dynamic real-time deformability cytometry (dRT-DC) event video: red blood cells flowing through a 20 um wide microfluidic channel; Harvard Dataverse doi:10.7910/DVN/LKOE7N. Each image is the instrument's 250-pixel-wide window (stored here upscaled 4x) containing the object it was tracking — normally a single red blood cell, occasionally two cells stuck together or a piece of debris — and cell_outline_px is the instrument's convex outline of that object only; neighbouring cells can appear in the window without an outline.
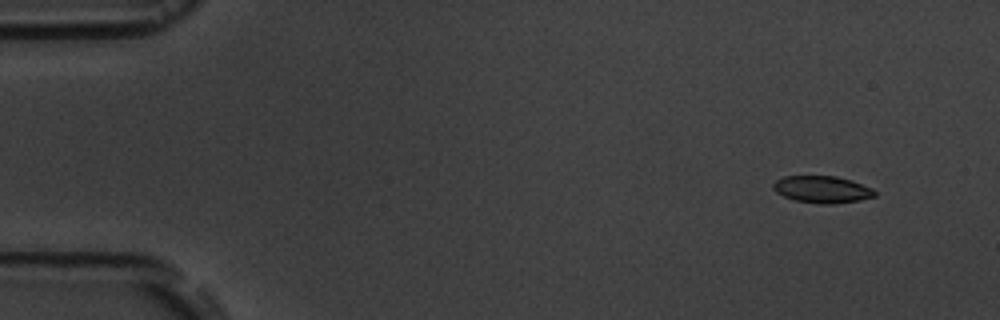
{"species": "common noctule bat (a hibernating species)", "species_latin": "Nyctalus noctula", "temperature_condition": "room temperature", "stored_images_in_passage": 9, "camera_frame_rate_fps": 3000, "um_per_image_px": 0.085, "animal": {"sex": "male", "body_mass_g": 19.5, "forearm_length_mm": 54.6}, "frame": {"image": 1, "passage_image": 1, "time_ms": 0.0, "image_size_px": [1000, 320], "cell_outline_px": [[876, 196], [860, 200], [836, 204], [820, 204], [796, 200], [784, 196], [776, 192], [772, 188], [772, 184], [776, 180], [784, 176], [836, 176], [852, 180], [872, 188], [876, 192]], "centroid_in_image_um": [69.89, 16.1], "position_along_channel_um": 15.1, "area_um2": 16.07}}
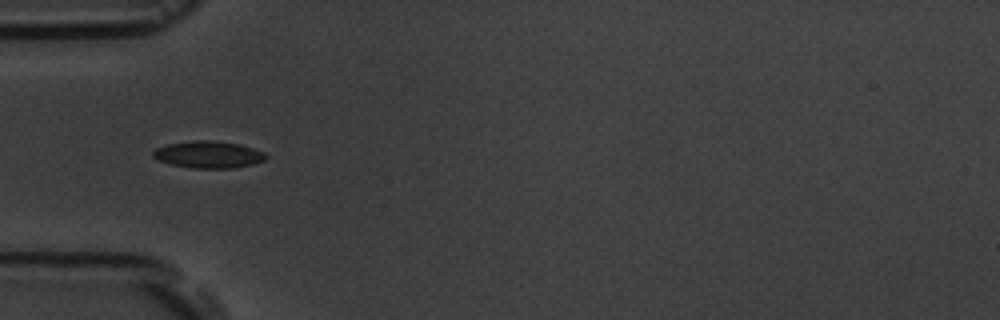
{"frame": {"image": 2, "passage_image": 4, "time_ms": 4.333, "image_size_px": [1000, 320], "cell_outline_px": [[268, 156], [264, 160], [252, 164], [236, 168], [192, 168], [172, 164], [160, 160], [152, 156], [152, 152], [156, 148], [168, 144], [192, 140], [208, 140], [240, 144], [264, 152]], "centroid_in_image_um": [17.73, 13.13], "position_along_channel_um": 67.3, "area_um2": 17.63}}
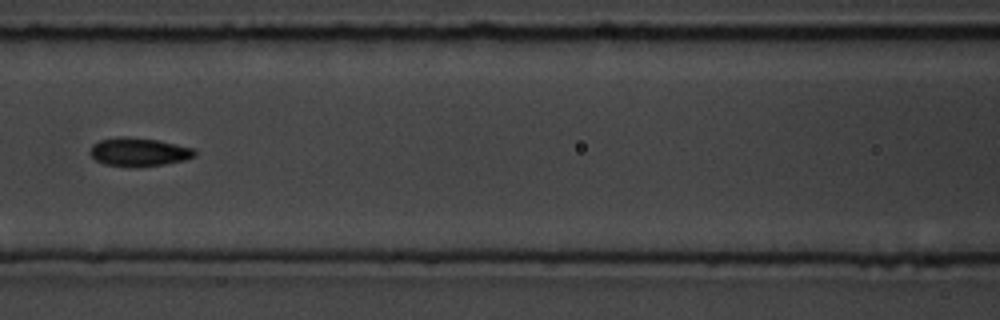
{"frame": {"image": 3, "passage_image": 6, "time_ms": 6.667, "image_size_px": [1000, 320], "cell_outline_px": [[196, 156], [184, 160], [164, 164], [132, 168], [104, 164], [96, 160], [92, 156], [92, 144], [100, 140], [116, 136], [120, 136], [156, 140], [192, 148], [196, 152]], "centroid_in_image_um": [11.78, 12.93], "position_along_channel_um": 154.8, "area_um2": 17.22}}